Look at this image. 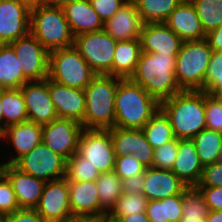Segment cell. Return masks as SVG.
I'll list each match as a JSON object with an SVG mask.
<instances>
[{"instance_id":"1","label":"cell","mask_w":222,"mask_h":222,"mask_svg":"<svg viewBox=\"0 0 222 222\" xmlns=\"http://www.w3.org/2000/svg\"><path fill=\"white\" fill-rule=\"evenodd\" d=\"M177 54L141 51L135 71L129 78L139 84L159 103L182 92L175 77Z\"/></svg>"},{"instance_id":"2","label":"cell","mask_w":222,"mask_h":222,"mask_svg":"<svg viewBox=\"0 0 222 222\" xmlns=\"http://www.w3.org/2000/svg\"><path fill=\"white\" fill-rule=\"evenodd\" d=\"M160 109L168 117L178 140L192 139L206 128L204 91L183 90L160 102Z\"/></svg>"},{"instance_id":"3","label":"cell","mask_w":222,"mask_h":222,"mask_svg":"<svg viewBox=\"0 0 222 222\" xmlns=\"http://www.w3.org/2000/svg\"><path fill=\"white\" fill-rule=\"evenodd\" d=\"M159 108L160 103L139 84L118 77L115 127L142 129Z\"/></svg>"},{"instance_id":"4","label":"cell","mask_w":222,"mask_h":222,"mask_svg":"<svg viewBox=\"0 0 222 222\" xmlns=\"http://www.w3.org/2000/svg\"><path fill=\"white\" fill-rule=\"evenodd\" d=\"M118 77L97 75L84 89V129L108 130L115 127V95Z\"/></svg>"},{"instance_id":"5","label":"cell","mask_w":222,"mask_h":222,"mask_svg":"<svg viewBox=\"0 0 222 222\" xmlns=\"http://www.w3.org/2000/svg\"><path fill=\"white\" fill-rule=\"evenodd\" d=\"M30 33L48 52L74 46V35L61 6L43 4L30 10Z\"/></svg>"},{"instance_id":"6","label":"cell","mask_w":222,"mask_h":222,"mask_svg":"<svg viewBox=\"0 0 222 222\" xmlns=\"http://www.w3.org/2000/svg\"><path fill=\"white\" fill-rule=\"evenodd\" d=\"M212 53L206 39L183 42L175 63L176 81L182 90L204 91V78Z\"/></svg>"},{"instance_id":"7","label":"cell","mask_w":222,"mask_h":222,"mask_svg":"<svg viewBox=\"0 0 222 222\" xmlns=\"http://www.w3.org/2000/svg\"><path fill=\"white\" fill-rule=\"evenodd\" d=\"M96 76L97 74L74 46L49 52V78L51 80L84 90Z\"/></svg>"},{"instance_id":"8","label":"cell","mask_w":222,"mask_h":222,"mask_svg":"<svg viewBox=\"0 0 222 222\" xmlns=\"http://www.w3.org/2000/svg\"><path fill=\"white\" fill-rule=\"evenodd\" d=\"M117 41L104 29L74 37V47L97 75L112 76Z\"/></svg>"},{"instance_id":"9","label":"cell","mask_w":222,"mask_h":222,"mask_svg":"<svg viewBox=\"0 0 222 222\" xmlns=\"http://www.w3.org/2000/svg\"><path fill=\"white\" fill-rule=\"evenodd\" d=\"M13 165L20 171L44 182L65 177L66 160L43 142L18 158Z\"/></svg>"},{"instance_id":"10","label":"cell","mask_w":222,"mask_h":222,"mask_svg":"<svg viewBox=\"0 0 222 222\" xmlns=\"http://www.w3.org/2000/svg\"><path fill=\"white\" fill-rule=\"evenodd\" d=\"M9 45L14 49L24 78L28 82L41 81L49 77V52L31 33Z\"/></svg>"},{"instance_id":"11","label":"cell","mask_w":222,"mask_h":222,"mask_svg":"<svg viewBox=\"0 0 222 222\" xmlns=\"http://www.w3.org/2000/svg\"><path fill=\"white\" fill-rule=\"evenodd\" d=\"M77 153L88 159L100 173L114 171L116 156L109 130L84 129Z\"/></svg>"},{"instance_id":"12","label":"cell","mask_w":222,"mask_h":222,"mask_svg":"<svg viewBox=\"0 0 222 222\" xmlns=\"http://www.w3.org/2000/svg\"><path fill=\"white\" fill-rule=\"evenodd\" d=\"M84 127L71 120L57 118L42 125V142L66 161L78 150Z\"/></svg>"},{"instance_id":"13","label":"cell","mask_w":222,"mask_h":222,"mask_svg":"<svg viewBox=\"0 0 222 222\" xmlns=\"http://www.w3.org/2000/svg\"><path fill=\"white\" fill-rule=\"evenodd\" d=\"M21 91L28 121L44 125L58 118L48 91V77L41 81L26 82Z\"/></svg>"},{"instance_id":"14","label":"cell","mask_w":222,"mask_h":222,"mask_svg":"<svg viewBox=\"0 0 222 222\" xmlns=\"http://www.w3.org/2000/svg\"><path fill=\"white\" fill-rule=\"evenodd\" d=\"M108 130L116 157L133 154L146 167H152L154 149L147 141L142 129L114 127Z\"/></svg>"},{"instance_id":"15","label":"cell","mask_w":222,"mask_h":222,"mask_svg":"<svg viewBox=\"0 0 222 222\" xmlns=\"http://www.w3.org/2000/svg\"><path fill=\"white\" fill-rule=\"evenodd\" d=\"M30 33V10L17 0H0V44Z\"/></svg>"},{"instance_id":"16","label":"cell","mask_w":222,"mask_h":222,"mask_svg":"<svg viewBox=\"0 0 222 222\" xmlns=\"http://www.w3.org/2000/svg\"><path fill=\"white\" fill-rule=\"evenodd\" d=\"M35 210L47 222H58L71 213L68 180L46 182Z\"/></svg>"},{"instance_id":"17","label":"cell","mask_w":222,"mask_h":222,"mask_svg":"<svg viewBox=\"0 0 222 222\" xmlns=\"http://www.w3.org/2000/svg\"><path fill=\"white\" fill-rule=\"evenodd\" d=\"M48 91L57 117L74 120L83 126L85 115L84 90L57 83L48 77Z\"/></svg>"},{"instance_id":"18","label":"cell","mask_w":222,"mask_h":222,"mask_svg":"<svg viewBox=\"0 0 222 222\" xmlns=\"http://www.w3.org/2000/svg\"><path fill=\"white\" fill-rule=\"evenodd\" d=\"M0 170L10 180L20 209H35L46 182L20 171L13 164H0Z\"/></svg>"},{"instance_id":"19","label":"cell","mask_w":222,"mask_h":222,"mask_svg":"<svg viewBox=\"0 0 222 222\" xmlns=\"http://www.w3.org/2000/svg\"><path fill=\"white\" fill-rule=\"evenodd\" d=\"M140 42L146 53L178 54L184 41L164 22H158L143 24Z\"/></svg>"},{"instance_id":"20","label":"cell","mask_w":222,"mask_h":222,"mask_svg":"<svg viewBox=\"0 0 222 222\" xmlns=\"http://www.w3.org/2000/svg\"><path fill=\"white\" fill-rule=\"evenodd\" d=\"M164 23L183 41L206 38L202 23L190 0H182Z\"/></svg>"},{"instance_id":"21","label":"cell","mask_w":222,"mask_h":222,"mask_svg":"<svg viewBox=\"0 0 222 222\" xmlns=\"http://www.w3.org/2000/svg\"><path fill=\"white\" fill-rule=\"evenodd\" d=\"M188 186L171 170L147 167L143 195L148 201L183 194Z\"/></svg>"},{"instance_id":"22","label":"cell","mask_w":222,"mask_h":222,"mask_svg":"<svg viewBox=\"0 0 222 222\" xmlns=\"http://www.w3.org/2000/svg\"><path fill=\"white\" fill-rule=\"evenodd\" d=\"M71 213L90 214L107 219L108 212L100 205L96 181H68Z\"/></svg>"},{"instance_id":"23","label":"cell","mask_w":222,"mask_h":222,"mask_svg":"<svg viewBox=\"0 0 222 222\" xmlns=\"http://www.w3.org/2000/svg\"><path fill=\"white\" fill-rule=\"evenodd\" d=\"M143 23L132 0L123 4L115 15L104 22L103 29L116 41L140 38Z\"/></svg>"},{"instance_id":"24","label":"cell","mask_w":222,"mask_h":222,"mask_svg":"<svg viewBox=\"0 0 222 222\" xmlns=\"http://www.w3.org/2000/svg\"><path fill=\"white\" fill-rule=\"evenodd\" d=\"M61 7L74 37L100 31L104 27V22L92 8L89 0H73L65 2Z\"/></svg>"},{"instance_id":"25","label":"cell","mask_w":222,"mask_h":222,"mask_svg":"<svg viewBox=\"0 0 222 222\" xmlns=\"http://www.w3.org/2000/svg\"><path fill=\"white\" fill-rule=\"evenodd\" d=\"M1 138L2 141L11 142L9 144H12L16 151L15 157H9V161L2 164H13L42 142V125L30 121L13 124L5 128Z\"/></svg>"},{"instance_id":"26","label":"cell","mask_w":222,"mask_h":222,"mask_svg":"<svg viewBox=\"0 0 222 222\" xmlns=\"http://www.w3.org/2000/svg\"><path fill=\"white\" fill-rule=\"evenodd\" d=\"M171 171L188 187H196L200 182L203 165L192 139L178 140V153Z\"/></svg>"},{"instance_id":"27","label":"cell","mask_w":222,"mask_h":222,"mask_svg":"<svg viewBox=\"0 0 222 222\" xmlns=\"http://www.w3.org/2000/svg\"><path fill=\"white\" fill-rule=\"evenodd\" d=\"M140 53V38L117 41L112 63V76L122 79L130 78L135 71Z\"/></svg>"},{"instance_id":"28","label":"cell","mask_w":222,"mask_h":222,"mask_svg":"<svg viewBox=\"0 0 222 222\" xmlns=\"http://www.w3.org/2000/svg\"><path fill=\"white\" fill-rule=\"evenodd\" d=\"M26 82L14 49L0 44V89L21 88Z\"/></svg>"},{"instance_id":"29","label":"cell","mask_w":222,"mask_h":222,"mask_svg":"<svg viewBox=\"0 0 222 222\" xmlns=\"http://www.w3.org/2000/svg\"><path fill=\"white\" fill-rule=\"evenodd\" d=\"M183 194L148 201L146 215L149 222H179L183 218Z\"/></svg>"},{"instance_id":"30","label":"cell","mask_w":222,"mask_h":222,"mask_svg":"<svg viewBox=\"0 0 222 222\" xmlns=\"http://www.w3.org/2000/svg\"><path fill=\"white\" fill-rule=\"evenodd\" d=\"M1 104L6 127L28 121L25 100L21 88L1 89Z\"/></svg>"},{"instance_id":"31","label":"cell","mask_w":222,"mask_h":222,"mask_svg":"<svg viewBox=\"0 0 222 222\" xmlns=\"http://www.w3.org/2000/svg\"><path fill=\"white\" fill-rule=\"evenodd\" d=\"M200 163L205 166L218 162L222 149V133L205 128L192 138Z\"/></svg>"},{"instance_id":"32","label":"cell","mask_w":222,"mask_h":222,"mask_svg":"<svg viewBox=\"0 0 222 222\" xmlns=\"http://www.w3.org/2000/svg\"><path fill=\"white\" fill-rule=\"evenodd\" d=\"M143 24L165 22L182 0H132Z\"/></svg>"},{"instance_id":"33","label":"cell","mask_w":222,"mask_h":222,"mask_svg":"<svg viewBox=\"0 0 222 222\" xmlns=\"http://www.w3.org/2000/svg\"><path fill=\"white\" fill-rule=\"evenodd\" d=\"M142 131L153 149L175 139L170 121L160 108L145 124Z\"/></svg>"},{"instance_id":"34","label":"cell","mask_w":222,"mask_h":222,"mask_svg":"<svg viewBox=\"0 0 222 222\" xmlns=\"http://www.w3.org/2000/svg\"><path fill=\"white\" fill-rule=\"evenodd\" d=\"M95 181L98 187L100 205L107 212H110L123 193L122 180L114 171H111L100 173Z\"/></svg>"},{"instance_id":"35","label":"cell","mask_w":222,"mask_h":222,"mask_svg":"<svg viewBox=\"0 0 222 222\" xmlns=\"http://www.w3.org/2000/svg\"><path fill=\"white\" fill-rule=\"evenodd\" d=\"M148 200L143 194L122 193L116 205L108 212L106 222H115L118 218L146 212Z\"/></svg>"},{"instance_id":"36","label":"cell","mask_w":222,"mask_h":222,"mask_svg":"<svg viewBox=\"0 0 222 222\" xmlns=\"http://www.w3.org/2000/svg\"><path fill=\"white\" fill-rule=\"evenodd\" d=\"M207 34L222 24V0H190Z\"/></svg>"},{"instance_id":"37","label":"cell","mask_w":222,"mask_h":222,"mask_svg":"<svg viewBox=\"0 0 222 222\" xmlns=\"http://www.w3.org/2000/svg\"><path fill=\"white\" fill-rule=\"evenodd\" d=\"M99 174L97 168L77 152L66 161L65 178L68 181H95Z\"/></svg>"},{"instance_id":"38","label":"cell","mask_w":222,"mask_h":222,"mask_svg":"<svg viewBox=\"0 0 222 222\" xmlns=\"http://www.w3.org/2000/svg\"><path fill=\"white\" fill-rule=\"evenodd\" d=\"M183 218L205 219L209 209L203 194L197 187H188L183 192Z\"/></svg>"},{"instance_id":"39","label":"cell","mask_w":222,"mask_h":222,"mask_svg":"<svg viewBox=\"0 0 222 222\" xmlns=\"http://www.w3.org/2000/svg\"><path fill=\"white\" fill-rule=\"evenodd\" d=\"M204 92L222 97V52L213 51L204 78Z\"/></svg>"},{"instance_id":"40","label":"cell","mask_w":222,"mask_h":222,"mask_svg":"<svg viewBox=\"0 0 222 222\" xmlns=\"http://www.w3.org/2000/svg\"><path fill=\"white\" fill-rule=\"evenodd\" d=\"M178 153V139L154 149L152 167L171 170Z\"/></svg>"},{"instance_id":"41","label":"cell","mask_w":222,"mask_h":222,"mask_svg":"<svg viewBox=\"0 0 222 222\" xmlns=\"http://www.w3.org/2000/svg\"><path fill=\"white\" fill-rule=\"evenodd\" d=\"M206 128L222 133V97L205 93Z\"/></svg>"},{"instance_id":"42","label":"cell","mask_w":222,"mask_h":222,"mask_svg":"<svg viewBox=\"0 0 222 222\" xmlns=\"http://www.w3.org/2000/svg\"><path fill=\"white\" fill-rule=\"evenodd\" d=\"M19 209L12 184L8 177L0 170V214L8 215Z\"/></svg>"},{"instance_id":"43","label":"cell","mask_w":222,"mask_h":222,"mask_svg":"<svg viewBox=\"0 0 222 222\" xmlns=\"http://www.w3.org/2000/svg\"><path fill=\"white\" fill-rule=\"evenodd\" d=\"M146 166L139 162L133 154H128L123 157H116L114 172L121 180L130 178L134 175L145 172Z\"/></svg>"},{"instance_id":"44","label":"cell","mask_w":222,"mask_h":222,"mask_svg":"<svg viewBox=\"0 0 222 222\" xmlns=\"http://www.w3.org/2000/svg\"><path fill=\"white\" fill-rule=\"evenodd\" d=\"M196 187H222V163L218 161L203 166L202 176Z\"/></svg>"},{"instance_id":"45","label":"cell","mask_w":222,"mask_h":222,"mask_svg":"<svg viewBox=\"0 0 222 222\" xmlns=\"http://www.w3.org/2000/svg\"><path fill=\"white\" fill-rule=\"evenodd\" d=\"M103 22L112 18L128 0H89Z\"/></svg>"},{"instance_id":"46","label":"cell","mask_w":222,"mask_h":222,"mask_svg":"<svg viewBox=\"0 0 222 222\" xmlns=\"http://www.w3.org/2000/svg\"><path fill=\"white\" fill-rule=\"evenodd\" d=\"M203 194V198L209 211L222 210V187H197Z\"/></svg>"},{"instance_id":"47","label":"cell","mask_w":222,"mask_h":222,"mask_svg":"<svg viewBox=\"0 0 222 222\" xmlns=\"http://www.w3.org/2000/svg\"><path fill=\"white\" fill-rule=\"evenodd\" d=\"M6 222H47L35 209H19L6 215Z\"/></svg>"},{"instance_id":"48","label":"cell","mask_w":222,"mask_h":222,"mask_svg":"<svg viewBox=\"0 0 222 222\" xmlns=\"http://www.w3.org/2000/svg\"><path fill=\"white\" fill-rule=\"evenodd\" d=\"M145 183V172L122 180V192L127 194H143Z\"/></svg>"},{"instance_id":"49","label":"cell","mask_w":222,"mask_h":222,"mask_svg":"<svg viewBox=\"0 0 222 222\" xmlns=\"http://www.w3.org/2000/svg\"><path fill=\"white\" fill-rule=\"evenodd\" d=\"M205 39L212 51L222 52V24L208 32Z\"/></svg>"},{"instance_id":"50","label":"cell","mask_w":222,"mask_h":222,"mask_svg":"<svg viewBox=\"0 0 222 222\" xmlns=\"http://www.w3.org/2000/svg\"><path fill=\"white\" fill-rule=\"evenodd\" d=\"M58 222H104V220L90 214L69 213Z\"/></svg>"},{"instance_id":"51","label":"cell","mask_w":222,"mask_h":222,"mask_svg":"<svg viewBox=\"0 0 222 222\" xmlns=\"http://www.w3.org/2000/svg\"><path fill=\"white\" fill-rule=\"evenodd\" d=\"M115 222H149L146 212L132 214L118 218Z\"/></svg>"},{"instance_id":"52","label":"cell","mask_w":222,"mask_h":222,"mask_svg":"<svg viewBox=\"0 0 222 222\" xmlns=\"http://www.w3.org/2000/svg\"><path fill=\"white\" fill-rule=\"evenodd\" d=\"M204 221L205 222H222V210L209 211Z\"/></svg>"},{"instance_id":"53","label":"cell","mask_w":222,"mask_h":222,"mask_svg":"<svg viewBox=\"0 0 222 222\" xmlns=\"http://www.w3.org/2000/svg\"><path fill=\"white\" fill-rule=\"evenodd\" d=\"M19 3L24 4L29 10L37 8L40 5L45 4L44 0H17Z\"/></svg>"},{"instance_id":"54","label":"cell","mask_w":222,"mask_h":222,"mask_svg":"<svg viewBox=\"0 0 222 222\" xmlns=\"http://www.w3.org/2000/svg\"><path fill=\"white\" fill-rule=\"evenodd\" d=\"M73 0H44L45 4L52 6H62L65 2H70Z\"/></svg>"},{"instance_id":"55","label":"cell","mask_w":222,"mask_h":222,"mask_svg":"<svg viewBox=\"0 0 222 222\" xmlns=\"http://www.w3.org/2000/svg\"><path fill=\"white\" fill-rule=\"evenodd\" d=\"M3 132H4V116H3V111H2L1 89H0V134H2Z\"/></svg>"},{"instance_id":"56","label":"cell","mask_w":222,"mask_h":222,"mask_svg":"<svg viewBox=\"0 0 222 222\" xmlns=\"http://www.w3.org/2000/svg\"><path fill=\"white\" fill-rule=\"evenodd\" d=\"M179 222H205L204 219H187V218H182Z\"/></svg>"},{"instance_id":"57","label":"cell","mask_w":222,"mask_h":222,"mask_svg":"<svg viewBox=\"0 0 222 222\" xmlns=\"http://www.w3.org/2000/svg\"><path fill=\"white\" fill-rule=\"evenodd\" d=\"M0 222H6V215L0 214Z\"/></svg>"},{"instance_id":"58","label":"cell","mask_w":222,"mask_h":222,"mask_svg":"<svg viewBox=\"0 0 222 222\" xmlns=\"http://www.w3.org/2000/svg\"><path fill=\"white\" fill-rule=\"evenodd\" d=\"M219 161L222 163V149H221V152H220V158H219Z\"/></svg>"}]
</instances>
